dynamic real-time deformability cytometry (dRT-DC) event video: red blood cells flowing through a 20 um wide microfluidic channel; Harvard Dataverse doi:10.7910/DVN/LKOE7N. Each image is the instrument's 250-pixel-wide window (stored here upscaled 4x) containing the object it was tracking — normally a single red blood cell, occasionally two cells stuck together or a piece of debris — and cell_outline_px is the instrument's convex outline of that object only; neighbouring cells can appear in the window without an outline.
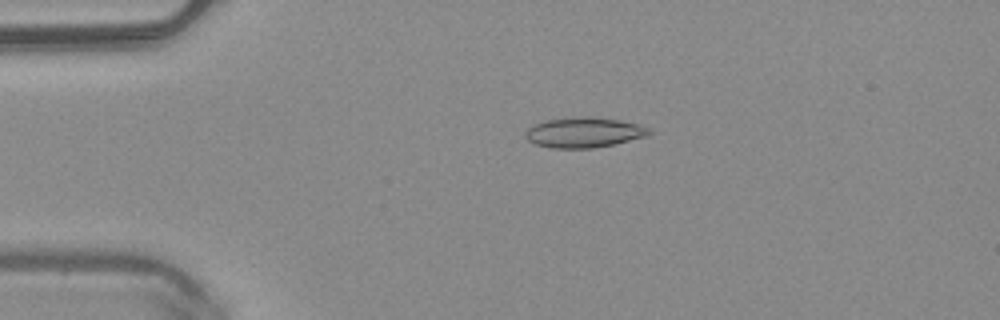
{"species": "common noctule bat (a hibernating species)", "species_latin": "Nyctalus noctula", "temperature_condition": "warm", "stored_images_in_passage": 50, "camera_frame_rate_fps": 3000, "um_per_image_px": 0.085, "animal": {"sex": "male", "body_mass_g": 20.4}, "frame": {"image": 1, "passage_image": 11, "time_ms": 3.333, "image_size_px": [1000, 320], "cell_outline_px": [[652, 132], [648, 136], [612, 144], [592, 148], [552, 148], [536, 144], [528, 140], [524, 136], [524, 132], [532, 124], [544, 120], [572, 116], [592, 116], [620, 120], [636, 124], [648, 128]], "centroid_in_image_um": [49.58, 11.24], "position_along_channel_um": 35.4, "area_um2": 21.96}}
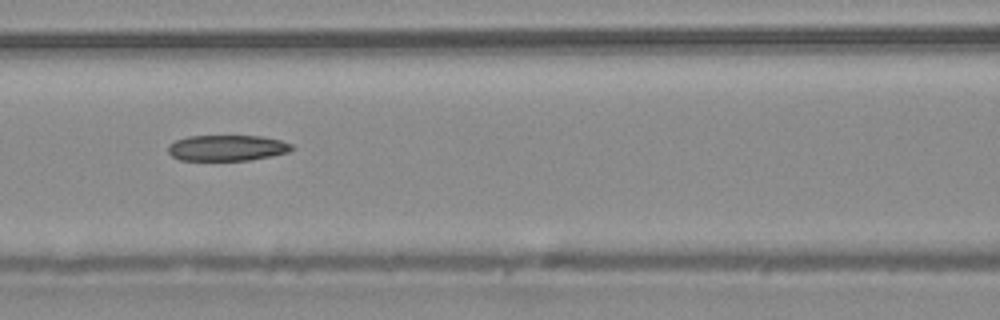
{"frame": {"image": 2, "passage_image": 22, "time_ms": 7.0, "image_size_px": [1000, 320], "cell_outline_px": [[296, 148], [288, 152], [248, 160], [180, 160], [172, 156], [168, 152], [168, 144], [176, 140], [188, 136], [260, 136], [280, 140], [292, 144]], "centroid_in_image_um": [19.28, 12.57], "position_along_channel_um": 147.3, "area_um2": 18.55}}
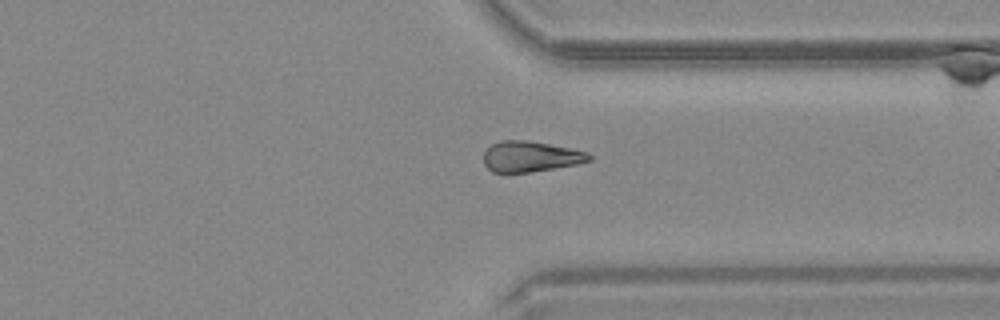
{"frame": {"image": 3, "passage_image": 38, "time_ms": 12.333, "image_size_px": [1000, 320], "cell_outline_px": [[592, 160], [576, 164], [528, 172], [492, 172], [484, 164], [484, 152], [492, 144], [500, 140], [528, 140], [572, 148], [588, 152], [592, 156]], "centroid_in_image_um": [45.1, 13.29], "position_along_channel_um": 366.3, "area_um2": 18.79}}